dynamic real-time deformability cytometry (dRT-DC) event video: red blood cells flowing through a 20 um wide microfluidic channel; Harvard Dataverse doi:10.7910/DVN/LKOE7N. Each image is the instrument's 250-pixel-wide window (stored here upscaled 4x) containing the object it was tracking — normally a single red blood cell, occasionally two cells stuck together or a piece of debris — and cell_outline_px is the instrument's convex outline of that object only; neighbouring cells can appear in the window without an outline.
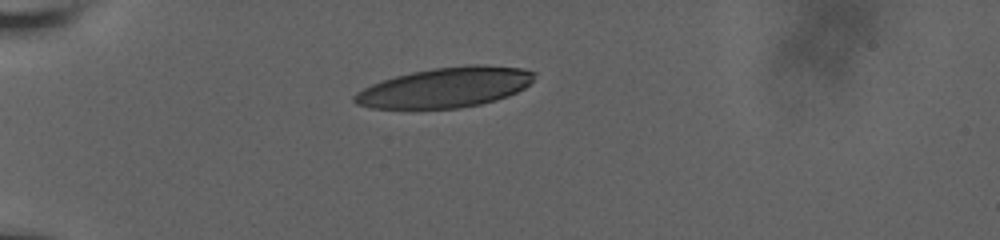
{"species": "human", "species_latin": "Homo sapiens", "temperature_condition": "room temperature", "stored_images_in_passage": 36, "camera_frame_rate_fps": 3000, "um_per_image_px": 0.085, "donor": {"sex": "male"}, "frame": {"image": 1, "passage_image": 1, "time_ms": 0.0, "image_size_px": [1000, 240], "cell_outline_px": [[536, 72], [532, 80], [524, 88], [508, 96], [496, 100], [480, 104], [460, 108], [372, 108], [356, 104], [352, 100], [352, 96], [356, 92], [380, 80], [412, 72], [432, 68], [468, 64], [484, 64], [524, 68]], "centroid_in_image_um": [37.85, 7.42], "position_along_channel_um": 47.1, "area_um2": 42.14}}
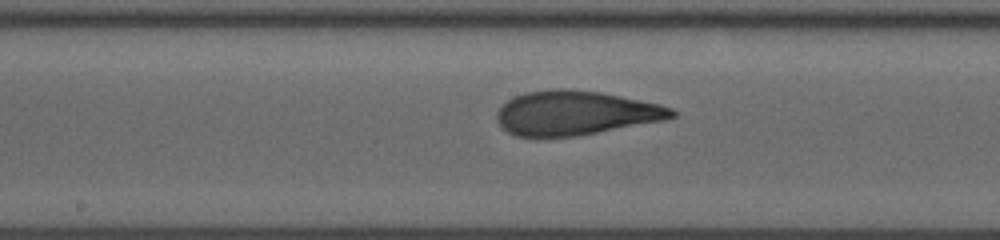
{"frame": {"image": 2, "passage_image": 20, "time_ms": 5.0, "image_size_px": [1000, 240], "cell_outline_px": [[676, 116], [668, 120], [576, 136], [516, 136], [508, 132], [496, 120], [496, 112], [512, 96], [524, 92], [556, 88], [564, 88], [600, 92], [660, 104], [672, 108], [676, 112]], "centroid_in_image_um": [48.93, 9.59], "position_along_channel_um": 199.3, "area_um2": 45.2}}
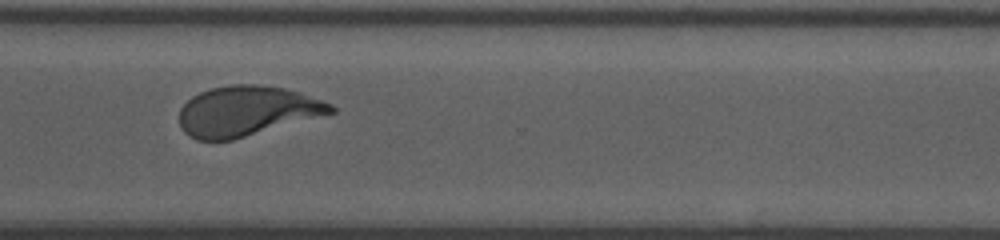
{"frame": {"image": 3, "passage_image": 35, "time_ms": 9.0, "image_size_px": [1000, 240], "cell_outline_px": [[336, 112], [232, 140], [196, 140], [188, 136], [184, 132], [180, 124], [180, 108], [192, 96], [200, 92], [212, 88], [228, 84], [260, 84], [284, 88], [300, 92], [332, 104], [336, 108]], "centroid_in_image_um": [20.97, 9.43], "position_along_channel_um": 349.6, "area_um2": 44.16}}